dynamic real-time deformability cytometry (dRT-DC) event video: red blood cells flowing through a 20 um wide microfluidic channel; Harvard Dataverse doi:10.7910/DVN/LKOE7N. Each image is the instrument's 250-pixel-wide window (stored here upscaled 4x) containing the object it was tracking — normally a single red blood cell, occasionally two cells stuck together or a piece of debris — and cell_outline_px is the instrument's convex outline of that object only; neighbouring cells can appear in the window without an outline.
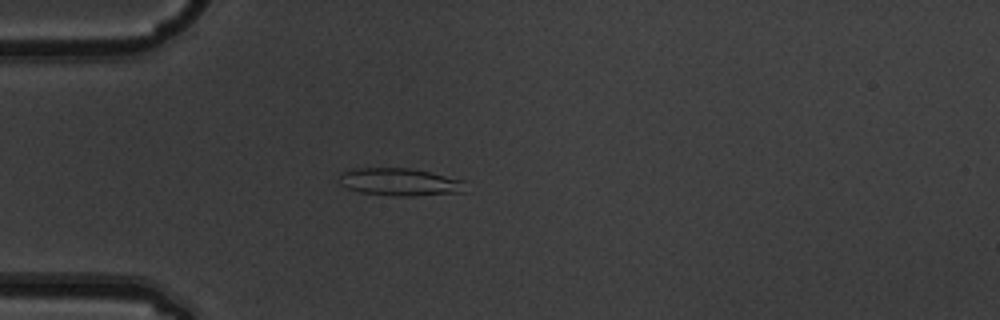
{"species": "common noctule bat (a hibernating species)", "species_latin": "Nyctalus noctula", "temperature_condition": "warm", "stored_images_in_passage": 4, "camera_frame_rate_fps": 3000, "um_per_image_px": 0.085, "animal": {"sex": "male", "body_mass_g": 19.5, "forearm_length_mm": 54.6}, "frame": {"image": 1, "passage_image": 3, "time_ms": 0.667, "image_size_px": [1000, 320], "cell_outline_px": [[468, 192], [412, 196], [396, 196], [360, 192], [348, 188], [340, 184], [340, 172], [352, 168], [408, 168], [428, 172], [464, 180]], "centroid_in_image_um": [34.01, 15.47], "position_along_channel_um": 51.0, "area_um2": 20.4}}